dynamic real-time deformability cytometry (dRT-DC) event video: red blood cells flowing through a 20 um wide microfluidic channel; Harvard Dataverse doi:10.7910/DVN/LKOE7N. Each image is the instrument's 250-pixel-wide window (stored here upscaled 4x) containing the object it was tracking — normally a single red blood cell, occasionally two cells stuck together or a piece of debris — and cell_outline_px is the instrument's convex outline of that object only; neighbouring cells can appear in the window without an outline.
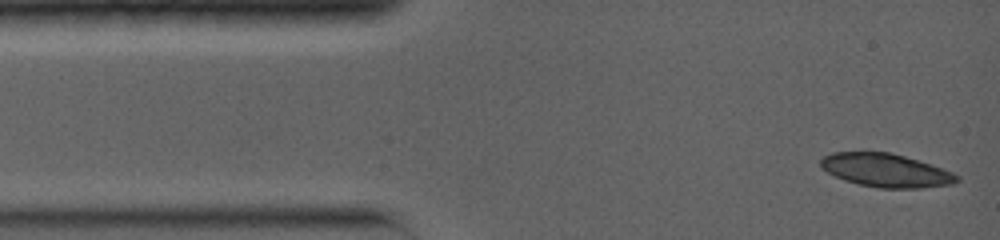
{"species": "common noctule bat (a hibernating species)", "species_latin": "Nyctalus noctula", "temperature_condition": "warm", "stored_images_in_passage": 5, "camera_frame_rate_fps": 5000, "um_per_image_px": 0.085, "animal": {"sex": "female", "body_mass_g": 19.0, "forearm_length_mm": 56.7}, "frame": {"image": 1, "passage_image": 1, "time_ms": 0.0, "image_size_px": [1000, 240], "cell_outline_px": [[960, 180], [952, 184], [920, 188], [880, 188], [860, 184], [844, 180], [820, 168], [820, 160], [824, 156], [832, 152], [888, 152], [904, 156], [952, 172], [960, 176]], "centroid_in_image_um": [75.28, 14.48], "position_along_channel_um": 9.7, "area_um2": 26.24}}